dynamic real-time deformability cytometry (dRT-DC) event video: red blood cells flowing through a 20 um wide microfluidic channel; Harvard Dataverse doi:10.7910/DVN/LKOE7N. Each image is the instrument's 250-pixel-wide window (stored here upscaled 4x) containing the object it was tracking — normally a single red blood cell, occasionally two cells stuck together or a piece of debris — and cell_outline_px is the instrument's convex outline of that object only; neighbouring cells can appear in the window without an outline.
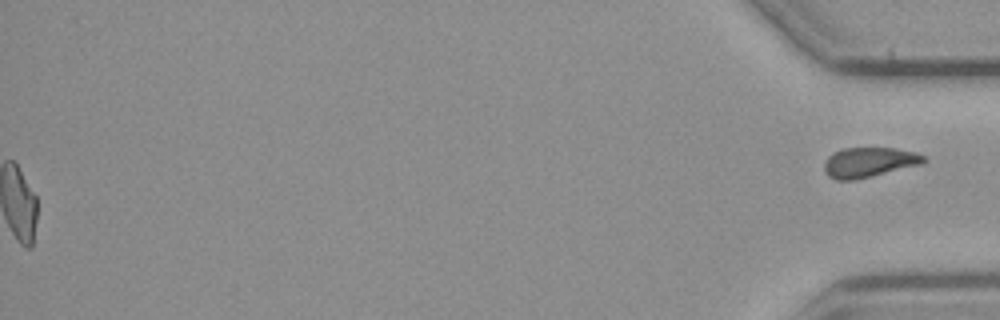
{"species": "common noctule bat (a hibernating species)", "species_latin": "Nyctalus noctula", "temperature_condition": "cold", "stored_images_in_passage": 55, "segment_of_instrument_passage": [2, 2], "camera_frame_rate_fps": 3000, "um_per_image_px": 0.085, "animal": {"sex": "male", "body_mass_g": 23.1, "forearm_length_mm": 52.7}, "frame": {"image": 1, "passage_image": 55, "time_ms": 18.0, "image_size_px": [1000, 320], "cell_outline_px": [[928, 160], [920, 164], [856, 180], [836, 180], [828, 176], [824, 172], [824, 160], [832, 152], [844, 148], [896, 148], [916, 152], [924, 156]], "centroid_in_image_um": [73.83, 13.79], "position_along_channel_um": 361.4, "area_um2": 17.46}}